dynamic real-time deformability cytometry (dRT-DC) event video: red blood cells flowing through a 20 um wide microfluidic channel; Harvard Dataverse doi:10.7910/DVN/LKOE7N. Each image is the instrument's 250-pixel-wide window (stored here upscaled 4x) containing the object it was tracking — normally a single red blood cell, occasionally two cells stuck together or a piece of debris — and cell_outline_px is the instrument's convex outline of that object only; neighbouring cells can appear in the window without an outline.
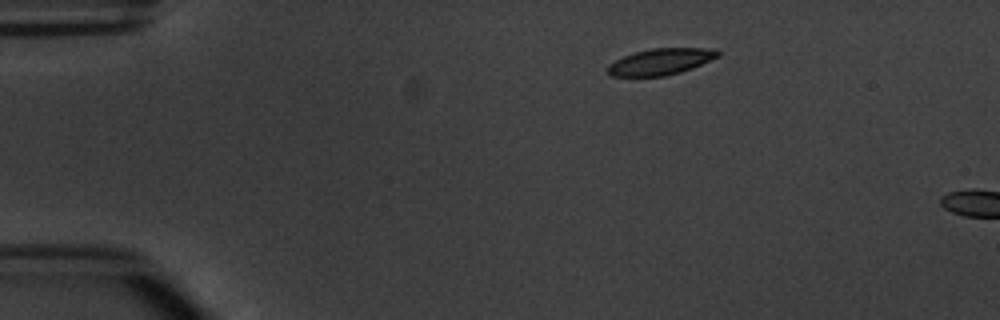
{"species": "common noctule bat (a hibernating species)", "species_latin": "Nyctalus noctula", "temperature_condition": "warm", "stored_images_in_passage": 2, "camera_frame_rate_fps": 3000, "um_per_image_px": 0.085, "animal": {"sex": "male", "body_mass_g": 20.1, "forearm_length_mm": 53.5}, "frame": {"image": 1, "passage_image": 1, "time_ms": 0.0, "image_size_px": [1000, 320], "cell_outline_px": [[720, 56], [692, 68], [680, 72], [664, 76], [608, 76], [604, 72], [608, 64], [624, 56], [636, 52], [652, 48], [716, 48], [720, 52]], "centroid_in_image_um": [56.14, 5.24], "position_along_channel_um": 28.9, "area_um2": 17.05}}